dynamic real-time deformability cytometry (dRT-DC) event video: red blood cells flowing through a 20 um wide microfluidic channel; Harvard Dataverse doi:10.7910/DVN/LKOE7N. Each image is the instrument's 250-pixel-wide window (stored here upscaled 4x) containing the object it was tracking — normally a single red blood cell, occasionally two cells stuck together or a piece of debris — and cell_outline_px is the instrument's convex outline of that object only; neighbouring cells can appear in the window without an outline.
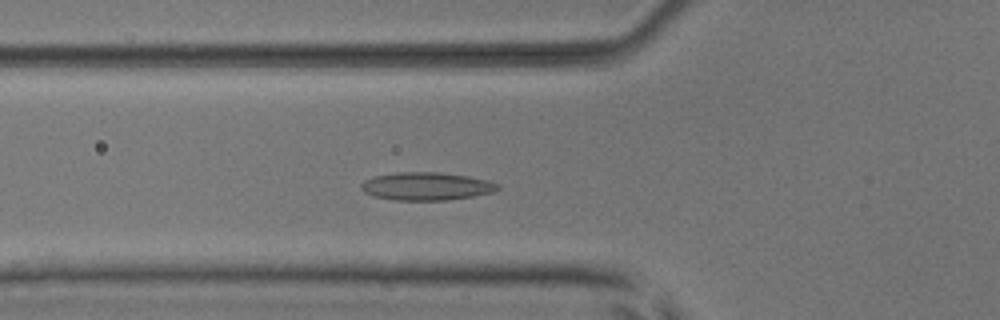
{"species": "common noctule bat (a hibernating species)", "species_latin": "Nyctalus noctula", "temperature_condition": "room temperature", "stored_images_in_passage": 48, "camera_frame_rate_fps": 3000, "um_per_image_px": 0.085, "animal": {"sex": "male", "body_mass_g": 17.9, "forearm_length_mm": 54.2}, "frame": {"image": 1, "passage_image": 15, "time_ms": 4.667, "image_size_px": [1000, 320], "cell_outline_px": [[500, 188], [492, 192], [472, 196], [448, 200], [392, 200], [372, 196], [364, 192], [360, 188], [360, 184], [364, 180], [372, 176], [396, 172], [440, 172], [468, 176], [488, 180], [500, 184]], "centroid_in_image_um": [36.2, 15.83], "position_along_channel_um": 89.6, "area_um2": 22.48}}
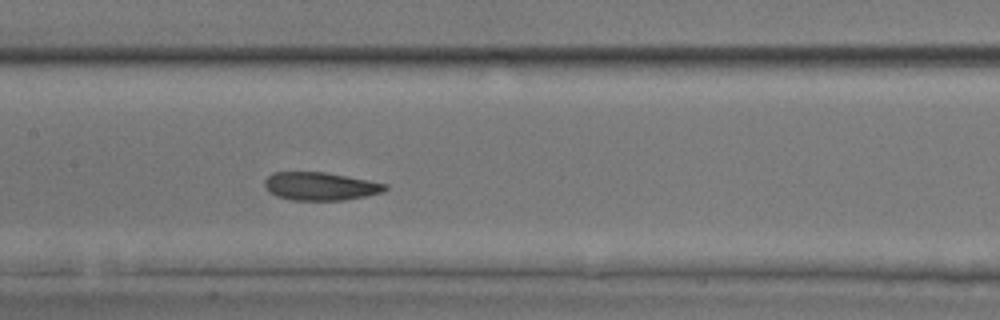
{"frame": {"image": 2, "passage_image": 22, "time_ms": 7.0, "image_size_px": [1000, 320], "cell_outline_px": [[388, 188], [384, 192], [344, 200], [292, 200], [276, 196], [268, 192], [264, 184], [264, 180], [272, 172], [324, 172], [348, 176], [388, 184]], "centroid_in_image_um": [27.22, 15.83], "position_along_channel_um": 180.2, "area_um2": 19.83}}
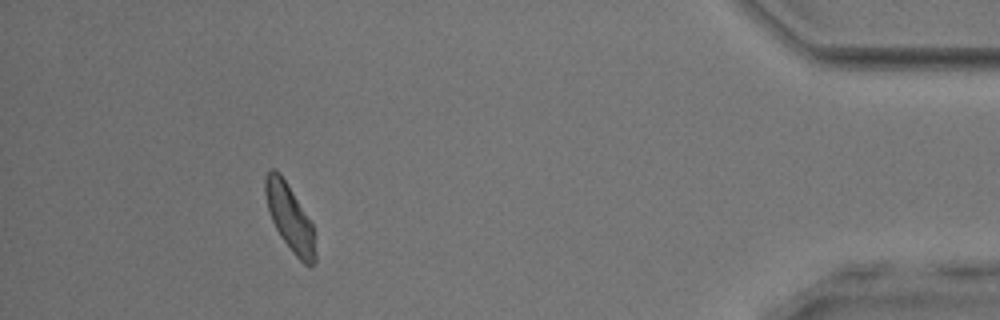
{"frame": {"image": 3, "passage_image": 44, "time_ms": 14.333, "image_size_px": [1000, 320], "cell_outline_px": [[316, 260], [312, 264], [304, 264], [292, 252], [280, 236], [272, 220], [268, 208], [264, 192], [264, 176], [272, 168], [276, 168], [280, 172], [312, 224], [316, 256]], "centroid_in_image_um": [24.6, 18.47], "position_along_channel_um": 410.6, "area_um2": 19.07}, "authors_computed_cell_mechanics": {"area_um2": 19.9988, "velocity_mm_per_s": 3.8896, "shape_relaxation_time_tau1_ms": 6.1085, "shape_relaxation_time_tau2_ms": 2.6876, "deformation_change_tau1": 0.1111, "deformation_change_tau2": 0.0856}}